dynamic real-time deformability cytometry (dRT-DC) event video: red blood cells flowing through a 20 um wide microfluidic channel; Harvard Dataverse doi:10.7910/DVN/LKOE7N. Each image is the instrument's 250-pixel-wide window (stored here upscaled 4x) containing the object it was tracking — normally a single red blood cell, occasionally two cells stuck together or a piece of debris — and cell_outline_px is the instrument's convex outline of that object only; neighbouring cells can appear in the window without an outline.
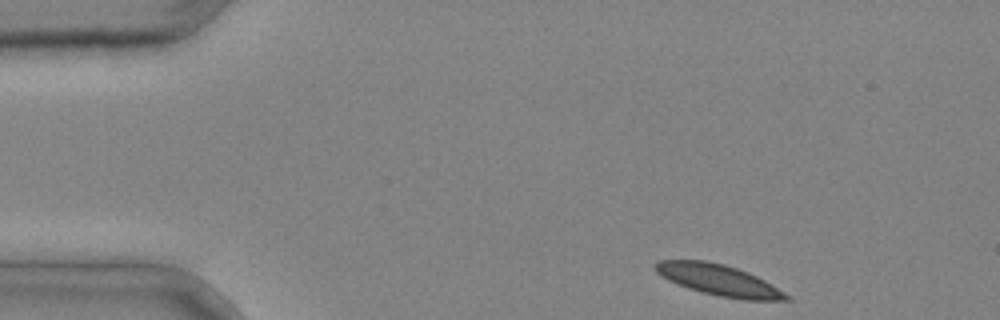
{"species": "common noctule bat (a hibernating species)", "species_latin": "Nyctalus noctula", "temperature_condition": "cold", "stored_images_in_passage": 2, "camera_frame_rate_fps": 3000, "um_per_image_px": 0.085, "animal": {"sex": "male", "body_mass_g": 20.4}, "frame": {"image": 1, "passage_image": 1, "time_ms": 0.0, "image_size_px": [1000, 320], "cell_outline_px": [[792, 300], [744, 300], [720, 296], [688, 288], [676, 284], [668, 280], [656, 272], [656, 264], [660, 260], [704, 260], [724, 264], [748, 272], [764, 280], [792, 296]], "centroid_in_image_um": [61.14, 23.81], "position_along_channel_um": 23.9, "area_um2": 23.52}}
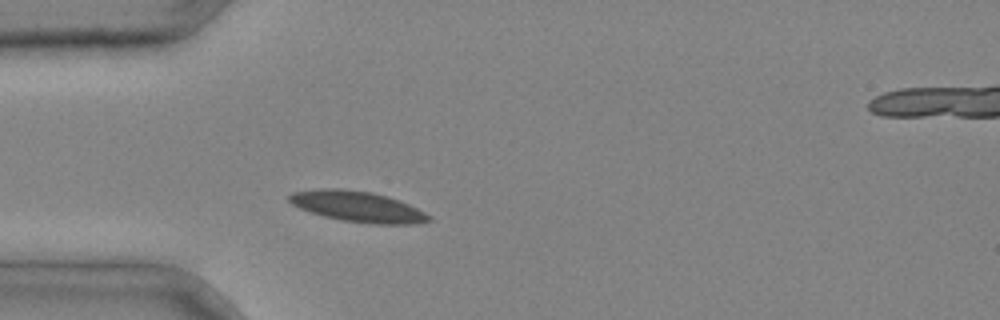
{"frame": {"image": 2, "passage_image": 2, "time_ms": 0.333, "image_size_px": [1000, 320], "cell_outline_px": [[432, 220], [416, 224], [376, 224], [340, 220], [324, 216], [300, 208], [292, 204], [288, 200], [288, 196], [292, 192], [320, 188], [340, 188], [372, 192], [388, 196], [400, 200], [432, 216]], "centroid_in_image_um": [30.41, 17.55], "position_along_channel_um": 54.6, "area_um2": 25.03}}